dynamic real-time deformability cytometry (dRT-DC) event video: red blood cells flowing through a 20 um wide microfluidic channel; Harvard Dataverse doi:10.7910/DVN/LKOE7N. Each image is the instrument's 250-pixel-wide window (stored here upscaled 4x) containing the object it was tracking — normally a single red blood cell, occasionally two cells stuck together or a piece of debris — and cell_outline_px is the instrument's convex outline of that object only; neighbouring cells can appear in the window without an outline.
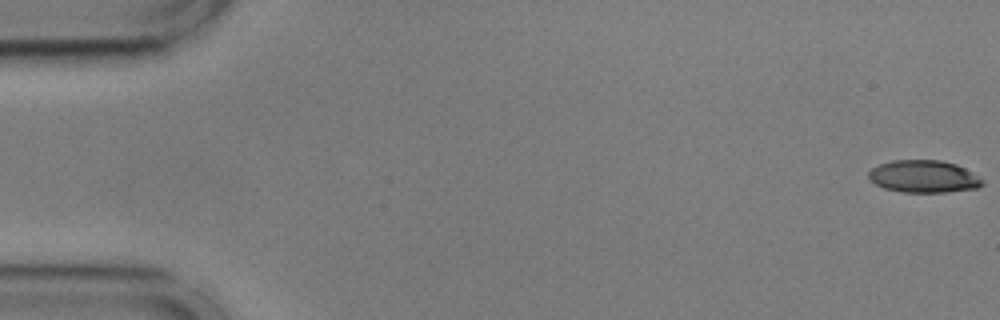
{"species": "common noctule bat (a hibernating species)", "species_latin": "Nyctalus noctula", "temperature_condition": "cold", "stored_images_in_passage": 56, "camera_frame_rate_fps": 3000, "um_per_image_px": 0.085, "animal": {"sex": "male", "body_mass_g": 17.9, "forearm_length_mm": 54.2}, "frame": {"image": 1, "passage_image": 1, "time_ms": 0.0, "image_size_px": [1000, 320], "cell_outline_px": [[984, 184], [976, 188], [944, 192], [904, 192], [884, 188], [876, 184], [868, 176], [868, 172], [872, 168], [880, 164], [892, 160], [940, 160], [956, 164], [964, 168], [976, 176]], "centroid_in_image_um": [78.47, 14.99], "position_along_channel_um": 6.5, "area_um2": 21.1}}
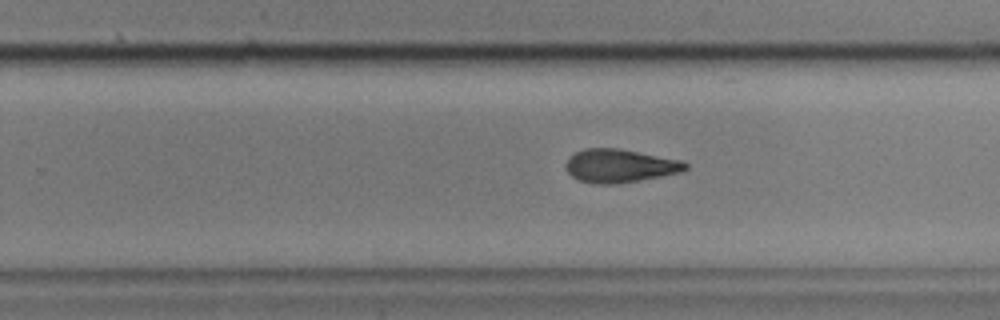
{"frame": {"image": 2, "passage_image": 35, "time_ms": 11.333, "image_size_px": [1000, 320], "cell_outline_px": [[688, 168], [680, 172], [660, 176], [616, 184], [596, 184], [580, 180], [572, 176], [564, 168], [564, 164], [568, 156], [584, 148], [620, 148], [680, 160], [688, 164]], "centroid_in_image_um": [52.63, 14.08], "position_along_channel_um": 277.2, "area_um2": 23.24}}
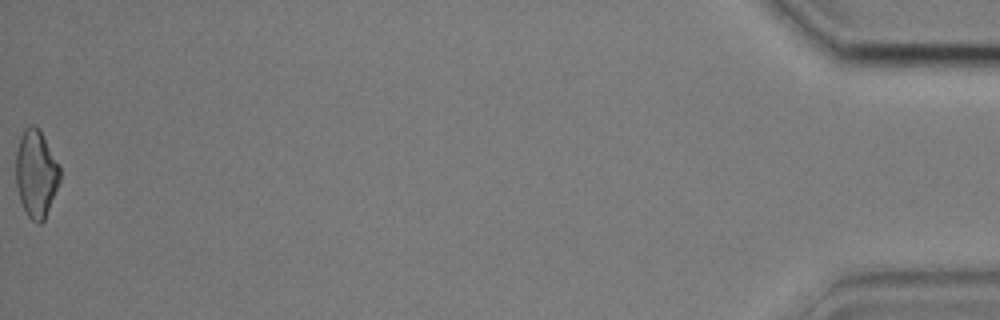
{"frame": {"image": 3, "passage_image": 56, "time_ms": 18.333, "image_size_px": [1000, 320], "cell_outline_px": [[60, 180], [44, 220], [40, 224], [36, 224], [28, 216], [20, 200], [16, 184], [16, 152], [20, 136], [24, 128], [32, 124], [36, 124], [40, 128], [60, 164]], "centroid_in_image_um": [3.07, 14.7], "position_along_channel_um": 432.1, "area_um2": 22.72}, "authors_computed_cell_mechanics": {"area_um2": 23.0622, "velocity_mm_per_s": 3.6175, "shape_relaxation_time_tau1_ms": 6.3194, "shape_relaxation_time_tau2_ms": 4.4303, "deformation_change_tau1": 0.1664, "deformation_change_tau2": 0.1255}}